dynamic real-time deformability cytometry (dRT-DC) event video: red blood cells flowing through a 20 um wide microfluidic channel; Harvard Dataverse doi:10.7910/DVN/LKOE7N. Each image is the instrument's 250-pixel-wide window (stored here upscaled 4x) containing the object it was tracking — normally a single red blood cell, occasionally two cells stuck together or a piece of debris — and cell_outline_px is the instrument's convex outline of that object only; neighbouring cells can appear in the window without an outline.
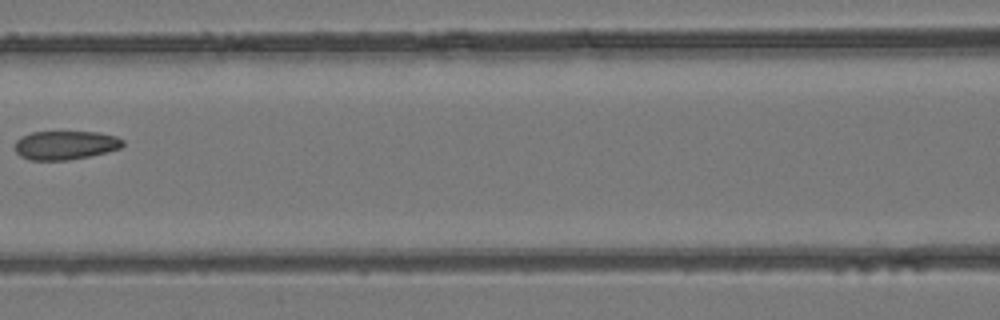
{"species": "common noctule bat (a hibernating species)", "species_latin": "Nyctalus noctula", "temperature_condition": "room temperature", "stored_images_in_passage": 6, "camera_frame_rate_fps": 3000, "um_per_image_px": 0.085, "animal": {"sex": "female", "body_mass_g": 24.6, "forearm_length_mm": 56.2}, "frame": {"image": 1, "passage_image": 6, "time_ms": 1.667, "image_size_px": [1000, 320], "cell_outline_px": [[124, 144], [120, 148], [88, 156], [68, 160], [32, 160], [20, 156], [16, 152], [16, 140], [32, 132], [96, 132], [116, 136], [124, 140]], "centroid_in_image_um": [5.56, 12.33], "position_along_channel_um": 161.0, "area_um2": 17.86}}